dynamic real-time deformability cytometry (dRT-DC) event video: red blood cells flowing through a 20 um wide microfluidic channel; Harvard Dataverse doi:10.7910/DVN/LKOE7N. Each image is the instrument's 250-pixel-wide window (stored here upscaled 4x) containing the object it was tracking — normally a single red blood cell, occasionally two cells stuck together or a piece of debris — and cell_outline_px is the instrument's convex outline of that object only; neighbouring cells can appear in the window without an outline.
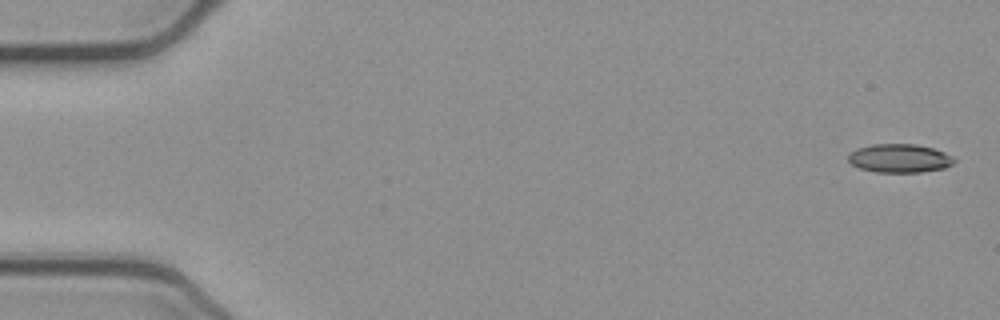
{"species": "common noctule bat (a hibernating species)", "species_latin": "Nyctalus noctula", "temperature_condition": "cold", "stored_images_in_passage": 52, "camera_frame_rate_fps": 3000, "um_per_image_px": 0.085, "animal": {"sex": "female", "body_mass_g": 21.9}, "frame": {"image": 1, "passage_image": 1, "time_ms": 0.0, "image_size_px": [1000, 320], "cell_outline_px": [[956, 160], [952, 164], [944, 168], [920, 172], [876, 172], [860, 168], [852, 164], [848, 160], [848, 156], [856, 148], [872, 144], [916, 144], [932, 148], [944, 152], [952, 156]], "centroid_in_image_um": [76.46, 13.45], "position_along_channel_um": 8.5, "area_um2": 17.57}}
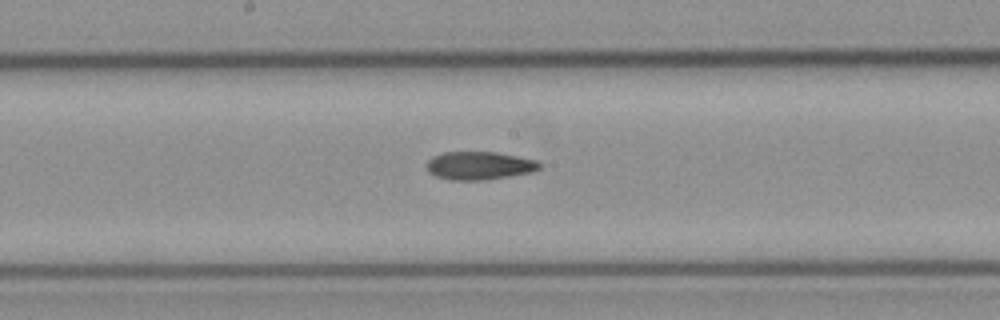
{"frame": {"image": 2, "passage_image": 27, "time_ms": 8.667, "image_size_px": [1000, 320], "cell_outline_px": [[540, 168], [532, 172], [484, 180], [448, 180], [436, 176], [428, 172], [428, 160], [432, 156], [444, 152], [496, 152], [536, 160], [540, 164]], "centroid_in_image_um": [40.72, 14.08], "position_along_channel_um": 207.5, "area_um2": 18.38}}
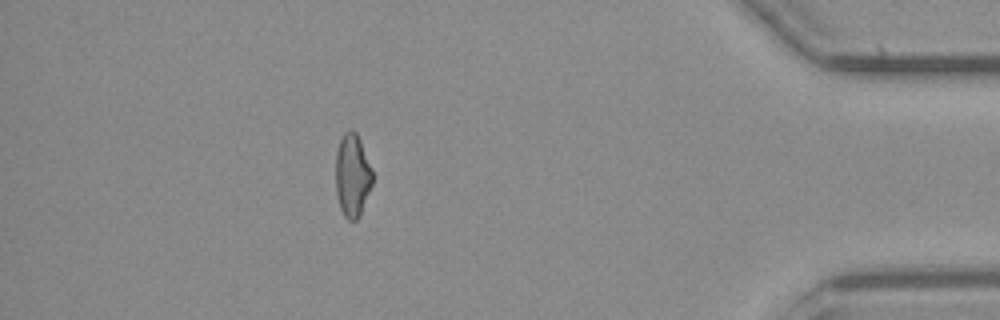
{"frame": {"image": 3, "passage_image": 46, "time_ms": 15.0, "image_size_px": [1000, 320], "cell_outline_px": [[372, 184], [360, 216], [356, 220], [348, 220], [344, 216], [340, 208], [336, 192], [336, 152], [340, 140], [344, 132], [356, 132], [360, 140], [372, 172]], "centroid_in_image_um": [29.94, 14.95], "position_along_channel_um": 405.3, "area_um2": 17.51}, "authors_computed_cell_mechanics": {"area_um2": 18.2937, "velocity_mm_per_s": 3.9117, "shape_relaxation_time_tau1_ms": null, "shape_relaxation_time_tau2_ms": 7.0828, "deformation_change_tau1": null, "deformation_change_tau2": 0.1647}}